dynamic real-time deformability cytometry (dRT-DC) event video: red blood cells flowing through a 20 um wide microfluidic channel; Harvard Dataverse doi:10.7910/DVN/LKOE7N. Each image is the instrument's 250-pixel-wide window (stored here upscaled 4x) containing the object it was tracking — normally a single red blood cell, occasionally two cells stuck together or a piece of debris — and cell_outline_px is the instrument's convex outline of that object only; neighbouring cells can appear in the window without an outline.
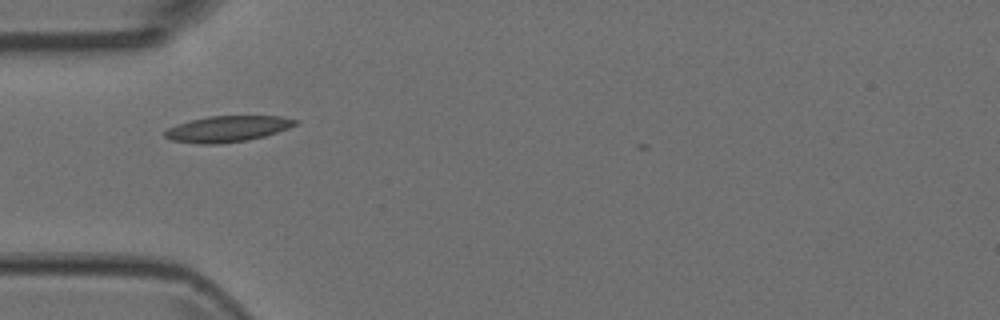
{"species": "Egyptian fruit bat (a non-hibernating species)", "species_latin": "Rousettus aegyptiacus", "temperature_condition": "room temperature", "stored_images_in_passage": 9, "camera_frame_rate_fps": 3000, "um_per_image_px": 0.085, "animal": {"sex": "female"}, "frame": {"image": 1, "passage_image": 6, "time_ms": 1.667, "image_size_px": [1000, 320], "cell_outline_px": [[300, 120], [296, 124], [288, 128], [264, 136], [248, 140], [216, 144], [200, 144], [172, 140], [164, 136], [164, 132], [168, 128], [176, 124], [208, 116], [280, 116]], "centroid_in_image_um": [19.33, 10.95], "position_along_channel_um": 65.7, "area_um2": 19.65}}
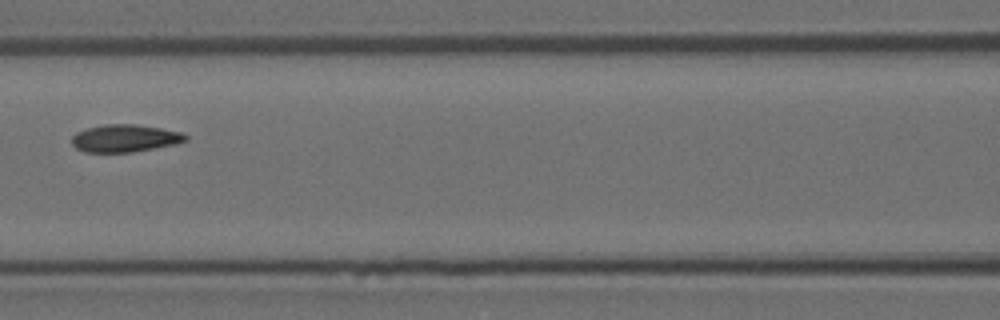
{"frame": {"image": 2, "passage_image": 8, "time_ms": 2.333, "image_size_px": [1000, 320], "cell_outline_px": [[188, 140], [176, 144], [132, 152], [84, 152], [76, 148], [72, 144], [72, 136], [76, 132], [88, 128], [104, 124], [136, 124], [160, 128], [180, 132], [188, 136]], "centroid_in_image_um": [10.61, 11.75], "position_along_channel_um": 156.0, "area_um2": 18.21}}
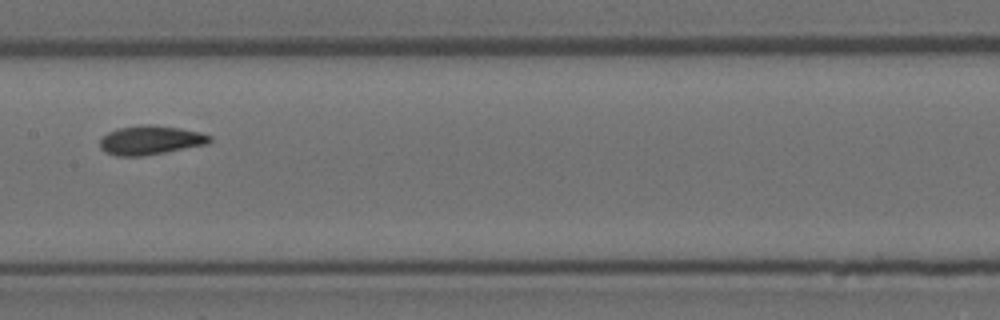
{"frame": {"image": 3, "passage_image": 9, "time_ms": 2.667, "image_size_px": [1000, 320], "cell_outline_px": [[212, 140], [208, 144], [144, 156], [116, 156], [104, 152], [100, 148], [100, 140], [108, 132], [116, 128], [140, 124], [148, 124], [180, 128], [200, 132], [212, 136]], "centroid_in_image_um": [12.78, 11.91], "position_along_channel_um": 194.6, "area_um2": 18.79}}